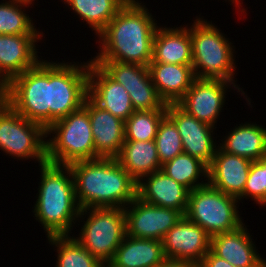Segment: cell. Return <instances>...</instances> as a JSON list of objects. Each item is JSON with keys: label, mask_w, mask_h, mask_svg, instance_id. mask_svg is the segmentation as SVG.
<instances>
[{"label": "cell", "mask_w": 266, "mask_h": 267, "mask_svg": "<svg viewBox=\"0 0 266 267\" xmlns=\"http://www.w3.org/2000/svg\"><path fill=\"white\" fill-rule=\"evenodd\" d=\"M83 107L89 113L95 152L103 158H115L125 141V121L102 109L89 97Z\"/></svg>", "instance_id": "cell-19"}, {"label": "cell", "mask_w": 266, "mask_h": 267, "mask_svg": "<svg viewBox=\"0 0 266 267\" xmlns=\"http://www.w3.org/2000/svg\"><path fill=\"white\" fill-rule=\"evenodd\" d=\"M190 190L170 178L161 169L148 174L137 183V197L160 207L186 212Z\"/></svg>", "instance_id": "cell-20"}, {"label": "cell", "mask_w": 266, "mask_h": 267, "mask_svg": "<svg viewBox=\"0 0 266 267\" xmlns=\"http://www.w3.org/2000/svg\"><path fill=\"white\" fill-rule=\"evenodd\" d=\"M198 267H235L225 259L219 258L211 250L204 256Z\"/></svg>", "instance_id": "cell-34"}, {"label": "cell", "mask_w": 266, "mask_h": 267, "mask_svg": "<svg viewBox=\"0 0 266 267\" xmlns=\"http://www.w3.org/2000/svg\"><path fill=\"white\" fill-rule=\"evenodd\" d=\"M8 82L0 74V105L7 103Z\"/></svg>", "instance_id": "cell-36"}, {"label": "cell", "mask_w": 266, "mask_h": 267, "mask_svg": "<svg viewBox=\"0 0 266 267\" xmlns=\"http://www.w3.org/2000/svg\"><path fill=\"white\" fill-rule=\"evenodd\" d=\"M238 198L209 183L190 191L184 216L204 229L210 237L238 229L244 224Z\"/></svg>", "instance_id": "cell-7"}, {"label": "cell", "mask_w": 266, "mask_h": 267, "mask_svg": "<svg viewBox=\"0 0 266 267\" xmlns=\"http://www.w3.org/2000/svg\"><path fill=\"white\" fill-rule=\"evenodd\" d=\"M38 167L41 175L33 217L42 225L46 237L72 235L80 212L72 170L49 162Z\"/></svg>", "instance_id": "cell-3"}, {"label": "cell", "mask_w": 266, "mask_h": 267, "mask_svg": "<svg viewBox=\"0 0 266 267\" xmlns=\"http://www.w3.org/2000/svg\"><path fill=\"white\" fill-rule=\"evenodd\" d=\"M245 224L238 229L211 237L210 250L235 267H266ZM264 258V259H263Z\"/></svg>", "instance_id": "cell-18"}, {"label": "cell", "mask_w": 266, "mask_h": 267, "mask_svg": "<svg viewBox=\"0 0 266 267\" xmlns=\"http://www.w3.org/2000/svg\"><path fill=\"white\" fill-rule=\"evenodd\" d=\"M115 158L137 183L143 177L162 168L155 140L124 141Z\"/></svg>", "instance_id": "cell-26"}, {"label": "cell", "mask_w": 266, "mask_h": 267, "mask_svg": "<svg viewBox=\"0 0 266 267\" xmlns=\"http://www.w3.org/2000/svg\"><path fill=\"white\" fill-rule=\"evenodd\" d=\"M165 259L161 240L126 235L111 262L117 267H157Z\"/></svg>", "instance_id": "cell-25"}, {"label": "cell", "mask_w": 266, "mask_h": 267, "mask_svg": "<svg viewBox=\"0 0 266 267\" xmlns=\"http://www.w3.org/2000/svg\"><path fill=\"white\" fill-rule=\"evenodd\" d=\"M113 80L122 84L130 95L135 111L166 110L167 104L159 96L148 66L116 61H93Z\"/></svg>", "instance_id": "cell-12"}, {"label": "cell", "mask_w": 266, "mask_h": 267, "mask_svg": "<svg viewBox=\"0 0 266 267\" xmlns=\"http://www.w3.org/2000/svg\"><path fill=\"white\" fill-rule=\"evenodd\" d=\"M166 110L134 111L125 121V141L155 140L159 123Z\"/></svg>", "instance_id": "cell-31"}, {"label": "cell", "mask_w": 266, "mask_h": 267, "mask_svg": "<svg viewBox=\"0 0 266 267\" xmlns=\"http://www.w3.org/2000/svg\"><path fill=\"white\" fill-rule=\"evenodd\" d=\"M157 27L153 41L151 62L192 65V41L189 25Z\"/></svg>", "instance_id": "cell-22"}, {"label": "cell", "mask_w": 266, "mask_h": 267, "mask_svg": "<svg viewBox=\"0 0 266 267\" xmlns=\"http://www.w3.org/2000/svg\"><path fill=\"white\" fill-rule=\"evenodd\" d=\"M252 161L217 147L208 167V183L225 194L239 198L243 194Z\"/></svg>", "instance_id": "cell-21"}, {"label": "cell", "mask_w": 266, "mask_h": 267, "mask_svg": "<svg viewBox=\"0 0 266 267\" xmlns=\"http://www.w3.org/2000/svg\"><path fill=\"white\" fill-rule=\"evenodd\" d=\"M139 0H128L97 36L92 61H116L149 66L153 56L157 20Z\"/></svg>", "instance_id": "cell-1"}, {"label": "cell", "mask_w": 266, "mask_h": 267, "mask_svg": "<svg viewBox=\"0 0 266 267\" xmlns=\"http://www.w3.org/2000/svg\"><path fill=\"white\" fill-rule=\"evenodd\" d=\"M225 1H226V2L229 1V2H231V4H235L234 7L237 8V9H236L237 12H238V9H240L239 11H240L241 15H242V14H243V15H245V14L247 15V13L245 12L247 9H245V7L242 6V4H243V0H242V1H241V0H225ZM238 7H239V8H238ZM240 7H241V8L243 7V8L241 9Z\"/></svg>", "instance_id": "cell-37"}, {"label": "cell", "mask_w": 266, "mask_h": 267, "mask_svg": "<svg viewBox=\"0 0 266 267\" xmlns=\"http://www.w3.org/2000/svg\"><path fill=\"white\" fill-rule=\"evenodd\" d=\"M46 238L58 253L55 267H102V263L85 249L73 234Z\"/></svg>", "instance_id": "cell-30"}, {"label": "cell", "mask_w": 266, "mask_h": 267, "mask_svg": "<svg viewBox=\"0 0 266 267\" xmlns=\"http://www.w3.org/2000/svg\"><path fill=\"white\" fill-rule=\"evenodd\" d=\"M155 143L161 165L183 153L179 131L167 115L159 123Z\"/></svg>", "instance_id": "cell-32"}, {"label": "cell", "mask_w": 266, "mask_h": 267, "mask_svg": "<svg viewBox=\"0 0 266 267\" xmlns=\"http://www.w3.org/2000/svg\"><path fill=\"white\" fill-rule=\"evenodd\" d=\"M7 103L24 118L50 126L49 61L42 59L8 82Z\"/></svg>", "instance_id": "cell-9"}, {"label": "cell", "mask_w": 266, "mask_h": 267, "mask_svg": "<svg viewBox=\"0 0 266 267\" xmlns=\"http://www.w3.org/2000/svg\"><path fill=\"white\" fill-rule=\"evenodd\" d=\"M166 258L186 260L197 267L210 250L211 237L199 225L182 217L162 239Z\"/></svg>", "instance_id": "cell-15"}, {"label": "cell", "mask_w": 266, "mask_h": 267, "mask_svg": "<svg viewBox=\"0 0 266 267\" xmlns=\"http://www.w3.org/2000/svg\"><path fill=\"white\" fill-rule=\"evenodd\" d=\"M157 267H197V266L186 260H176L172 258H166L165 261Z\"/></svg>", "instance_id": "cell-35"}, {"label": "cell", "mask_w": 266, "mask_h": 267, "mask_svg": "<svg viewBox=\"0 0 266 267\" xmlns=\"http://www.w3.org/2000/svg\"><path fill=\"white\" fill-rule=\"evenodd\" d=\"M88 78L89 61L49 60L50 125L83 107L88 97Z\"/></svg>", "instance_id": "cell-8"}, {"label": "cell", "mask_w": 266, "mask_h": 267, "mask_svg": "<svg viewBox=\"0 0 266 267\" xmlns=\"http://www.w3.org/2000/svg\"><path fill=\"white\" fill-rule=\"evenodd\" d=\"M200 16L189 27L194 77L237 84L235 46L215 23Z\"/></svg>", "instance_id": "cell-4"}, {"label": "cell", "mask_w": 266, "mask_h": 267, "mask_svg": "<svg viewBox=\"0 0 266 267\" xmlns=\"http://www.w3.org/2000/svg\"><path fill=\"white\" fill-rule=\"evenodd\" d=\"M102 267H117L112 262H106L102 264Z\"/></svg>", "instance_id": "cell-38"}, {"label": "cell", "mask_w": 266, "mask_h": 267, "mask_svg": "<svg viewBox=\"0 0 266 267\" xmlns=\"http://www.w3.org/2000/svg\"><path fill=\"white\" fill-rule=\"evenodd\" d=\"M46 129L17 113L8 103L0 105V150L17 160L47 162Z\"/></svg>", "instance_id": "cell-10"}, {"label": "cell", "mask_w": 266, "mask_h": 267, "mask_svg": "<svg viewBox=\"0 0 266 267\" xmlns=\"http://www.w3.org/2000/svg\"><path fill=\"white\" fill-rule=\"evenodd\" d=\"M79 20L89 25L96 37L105 29L128 0H61Z\"/></svg>", "instance_id": "cell-27"}, {"label": "cell", "mask_w": 266, "mask_h": 267, "mask_svg": "<svg viewBox=\"0 0 266 267\" xmlns=\"http://www.w3.org/2000/svg\"><path fill=\"white\" fill-rule=\"evenodd\" d=\"M126 235L161 240L184 216L172 208L155 206L136 197L125 208Z\"/></svg>", "instance_id": "cell-13"}, {"label": "cell", "mask_w": 266, "mask_h": 267, "mask_svg": "<svg viewBox=\"0 0 266 267\" xmlns=\"http://www.w3.org/2000/svg\"><path fill=\"white\" fill-rule=\"evenodd\" d=\"M250 199L259 206H266V157L252 161L243 194L238 198Z\"/></svg>", "instance_id": "cell-33"}, {"label": "cell", "mask_w": 266, "mask_h": 267, "mask_svg": "<svg viewBox=\"0 0 266 267\" xmlns=\"http://www.w3.org/2000/svg\"><path fill=\"white\" fill-rule=\"evenodd\" d=\"M52 135V136H51ZM47 162L69 166L78 161L101 158L94 147L88 111L81 109L52 123L46 129Z\"/></svg>", "instance_id": "cell-5"}, {"label": "cell", "mask_w": 266, "mask_h": 267, "mask_svg": "<svg viewBox=\"0 0 266 267\" xmlns=\"http://www.w3.org/2000/svg\"><path fill=\"white\" fill-rule=\"evenodd\" d=\"M43 36L45 38V35L0 34V74L7 82L34 68L42 60L36 47Z\"/></svg>", "instance_id": "cell-17"}, {"label": "cell", "mask_w": 266, "mask_h": 267, "mask_svg": "<svg viewBox=\"0 0 266 267\" xmlns=\"http://www.w3.org/2000/svg\"><path fill=\"white\" fill-rule=\"evenodd\" d=\"M80 209L125 208L137 197V182L116 158H98L69 165Z\"/></svg>", "instance_id": "cell-2"}, {"label": "cell", "mask_w": 266, "mask_h": 267, "mask_svg": "<svg viewBox=\"0 0 266 267\" xmlns=\"http://www.w3.org/2000/svg\"><path fill=\"white\" fill-rule=\"evenodd\" d=\"M80 222H83V226ZM76 223L81 225V229L78 231V237L74 236L75 239L85 249H88L102 264L111 262L116 249L126 236V215L124 208L103 207L80 209Z\"/></svg>", "instance_id": "cell-6"}, {"label": "cell", "mask_w": 266, "mask_h": 267, "mask_svg": "<svg viewBox=\"0 0 266 267\" xmlns=\"http://www.w3.org/2000/svg\"><path fill=\"white\" fill-rule=\"evenodd\" d=\"M239 86L230 81L195 78L177 104L199 121L217 128L218 118L220 120L219 115L226 104L228 89L232 88L234 92L235 90L237 93L239 92L246 99L248 106L253 107L250 97Z\"/></svg>", "instance_id": "cell-11"}, {"label": "cell", "mask_w": 266, "mask_h": 267, "mask_svg": "<svg viewBox=\"0 0 266 267\" xmlns=\"http://www.w3.org/2000/svg\"><path fill=\"white\" fill-rule=\"evenodd\" d=\"M166 115L179 131L183 152L199 159L209 167L218 147L215 138L219 136L214 137L216 128L188 114L177 103L167 104Z\"/></svg>", "instance_id": "cell-14"}, {"label": "cell", "mask_w": 266, "mask_h": 267, "mask_svg": "<svg viewBox=\"0 0 266 267\" xmlns=\"http://www.w3.org/2000/svg\"><path fill=\"white\" fill-rule=\"evenodd\" d=\"M88 60V97L102 109L126 121L135 111L129 93L98 64Z\"/></svg>", "instance_id": "cell-16"}, {"label": "cell", "mask_w": 266, "mask_h": 267, "mask_svg": "<svg viewBox=\"0 0 266 267\" xmlns=\"http://www.w3.org/2000/svg\"><path fill=\"white\" fill-rule=\"evenodd\" d=\"M161 170L190 191L208 183V167L184 152L162 164Z\"/></svg>", "instance_id": "cell-29"}, {"label": "cell", "mask_w": 266, "mask_h": 267, "mask_svg": "<svg viewBox=\"0 0 266 267\" xmlns=\"http://www.w3.org/2000/svg\"><path fill=\"white\" fill-rule=\"evenodd\" d=\"M255 123V124H254ZM228 132V133H227ZM218 147L229 154L257 161L266 157V128L256 122L236 124L227 131Z\"/></svg>", "instance_id": "cell-23"}, {"label": "cell", "mask_w": 266, "mask_h": 267, "mask_svg": "<svg viewBox=\"0 0 266 267\" xmlns=\"http://www.w3.org/2000/svg\"><path fill=\"white\" fill-rule=\"evenodd\" d=\"M4 1V2H3ZM36 0H2L0 2L1 35H44L39 31L26 8H33ZM24 8V9H23ZM36 26V27H35Z\"/></svg>", "instance_id": "cell-28"}, {"label": "cell", "mask_w": 266, "mask_h": 267, "mask_svg": "<svg viewBox=\"0 0 266 267\" xmlns=\"http://www.w3.org/2000/svg\"><path fill=\"white\" fill-rule=\"evenodd\" d=\"M148 67L153 84L166 104L177 103L195 79L192 65L150 62Z\"/></svg>", "instance_id": "cell-24"}]
</instances>
